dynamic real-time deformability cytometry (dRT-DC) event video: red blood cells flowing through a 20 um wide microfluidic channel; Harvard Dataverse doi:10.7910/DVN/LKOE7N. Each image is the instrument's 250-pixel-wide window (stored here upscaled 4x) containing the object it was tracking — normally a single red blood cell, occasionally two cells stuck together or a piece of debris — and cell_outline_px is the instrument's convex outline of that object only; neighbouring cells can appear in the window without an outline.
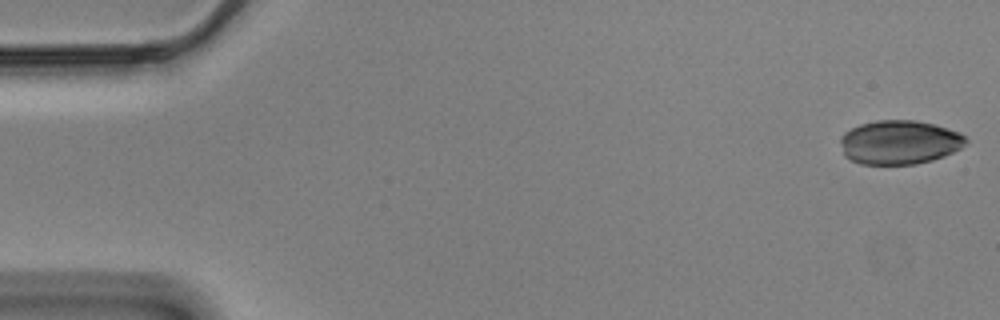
{"species": "Egyptian fruit bat (a non-hibernating species)", "species_latin": "Rousettus aegyptiacus", "temperature_condition": "cold", "stored_images_in_passage": 17, "camera_frame_rate_fps": 3000, "um_per_image_px": 0.085, "animal": {"sex": "male"}, "frame": {"image": 1, "passage_image": 1, "time_ms": 0.0, "image_size_px": [1000, 320], "cell_outline_px": [[968, 140], [960, 148], [944, 156], [932, 160], [916, 164], [860, 164], [844, 156], [840, 140], [840, 136], [844, 132], [860, 124], [876, 120], [916, 120], [932, 124], [960, 132]], "centroid_in_image_um": [76.43, 12.09], "position_along_channel_um": 8.6, "area_um2": 32.14}}
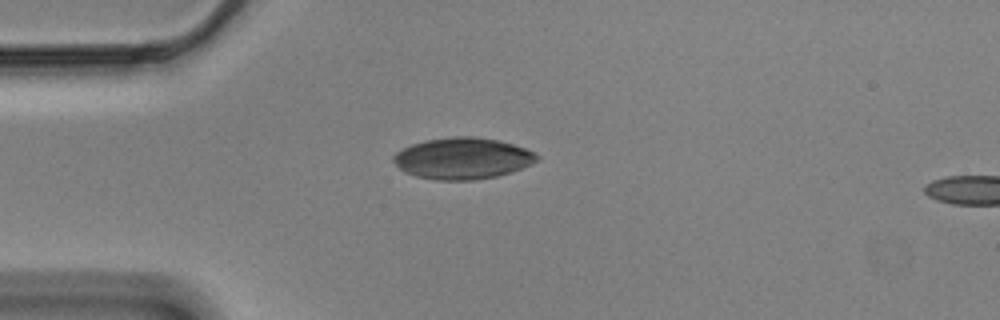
{"frame": {"image": 2, "passage_image": 14, "time_ms": 4.333, "image_size_px": [1000, 320], "cell_outline_px": [[540, 160], [532, 164], [512, 172], [496, 176], [472, 180], [436, 180], [416, 176], [404, 172], [392, 160], [392, 156], [396, 152], [412, 144], [424, 140], [456, 136], [472, 136], [500, 140], [524, 148], [540, 156]], "centroid_in_image_um": [39.32, 13.46], "position_along_channel_um": 45.7, "area_um2": 34.68}}